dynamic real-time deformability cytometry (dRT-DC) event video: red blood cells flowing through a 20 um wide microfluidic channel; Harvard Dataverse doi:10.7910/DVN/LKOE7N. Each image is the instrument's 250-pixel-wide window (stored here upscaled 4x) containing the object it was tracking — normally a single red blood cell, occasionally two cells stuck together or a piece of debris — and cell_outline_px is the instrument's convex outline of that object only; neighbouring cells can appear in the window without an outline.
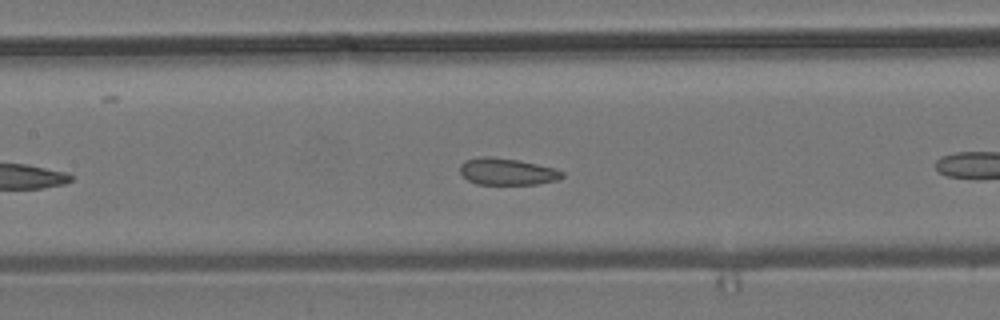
{"species": "common noctule bat (a hibernating species)", "species_latin": "Nyctalus noctula", "temperature_condition": "room temperature", "stored_images_in_passage": 35, "camera_frame_rate_fps": 3000, "um_per_image_px": 0.085, "animal": {"sex": "male", "body_mass_g": 19.2, "forearm_length_mm": 51.8}, "frame": {"image": 1, "passage_image": 11, "time_ms": 3.333, "image_size_px": [1000, 320], "cell_outline_px": [[564, 176], [556, 180], [536, 184], [476, 184], [468, 180], [460, 172], [460, 164], [464, 160], [484, 156], [492, 156], [520, 160], [556, 168], [564, 172]], "centroid_in_image_um": [43.1, 14.57], "position_along_channel_um": 164.3, "area_um2": 16.07}, "authors_computed_cell_mechanics": {"area_um2": 16.2996, "velocity_mm_per_s": 3.7078, "shape_relaxation_time_tau1_ms": 11.1693, "shape_relaxation_time_tau2_ms": null, "deformation_change_tau1": 0.1157, "deformation_change_tau2": null}}